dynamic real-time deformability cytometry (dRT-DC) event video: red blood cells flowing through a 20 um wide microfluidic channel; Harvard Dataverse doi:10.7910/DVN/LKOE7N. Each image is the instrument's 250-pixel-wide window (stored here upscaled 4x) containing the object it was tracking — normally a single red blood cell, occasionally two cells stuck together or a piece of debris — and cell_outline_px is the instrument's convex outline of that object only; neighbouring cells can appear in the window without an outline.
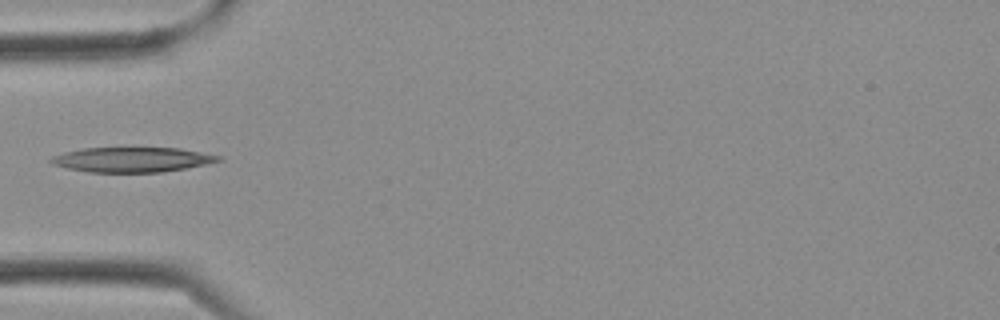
{"species": "Egyptian fruit bat (a non-hibernating species)", "species_latin": "Rousettus aegyptiacus", "temperature_condition": "cold", "stored_images_in_passage": 1, "camera_frame_rate_fps": 3000, "um_per_image_px": 0.085, "frame": {"image": 1, "passage_image": 1, "time_ms": 0.0, "image_size_px": [1000, 320], "cell_outline_px": [[224, 160], [188, 168], [164, 172], [88, 172], [68, 168], [52, 164], [48, 160], [52, 156], [64, 152], [84, 148], [180, 148], [220, 156]], "centroid_in_image_um": [11.23, 13.57], "position_along_channel_um": 73.8, "area_um2": 24.28}}